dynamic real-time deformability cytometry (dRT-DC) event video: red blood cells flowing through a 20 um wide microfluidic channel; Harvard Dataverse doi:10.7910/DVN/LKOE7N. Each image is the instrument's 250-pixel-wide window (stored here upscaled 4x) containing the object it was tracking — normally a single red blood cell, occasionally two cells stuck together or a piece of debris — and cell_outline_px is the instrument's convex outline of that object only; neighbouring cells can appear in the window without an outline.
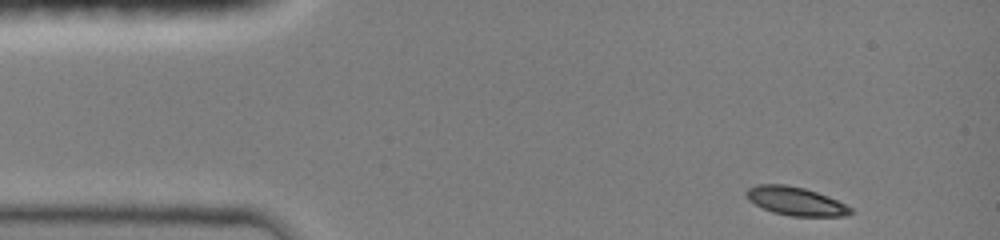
{"species": "common noctule bat (a hibernating species)", "species_latin": "Nyctalus noctula", "temperature_condition": "room temperature", "stored_images_in_passage": 21, "camera_frame_rate_fps": 3000, "um_per_image_px": 0.085, "animal": {"sex": "female", "body_mass_g": 19.0, "forearm_length_mm": 51.5}, "frame": {"image": 1, "passage_image": 1, "time_ms": 0.0, "image_size_px": [1000, 240], "cell_outline_px": [[852, 212], [848, 216], [792, 216], [772, 212], [748, 200], [744, 192], [748, 188], [756, 184], [784, 184], [804, 188], [828, 196], [852, 208]], "centroid_in_image_um": [67.61, 17.09], "position_along_channel_um": 17.4, "area_um2": 17.22}}
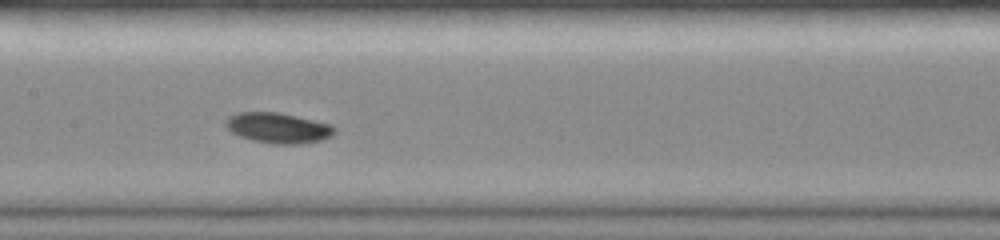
{"frame": {"image": 2, "passage_image": 12, "time_ms": 6.0, "image_size_px": [1000, 240], "cell_outline_px": [[336, 132], [332, 136], [320, 140], [300, 144], [276, 144], [252, 140], [240, 136], [232, 132], [224, 124], [224, 120], [228, 116], [236, 112], [276, 112], [296, 116], [332, 124], [336, 128]], "centroid_in_image_um": [23.64, 10.87], "position_along_channel_um": 183.8, "area_um2": 19.36}}
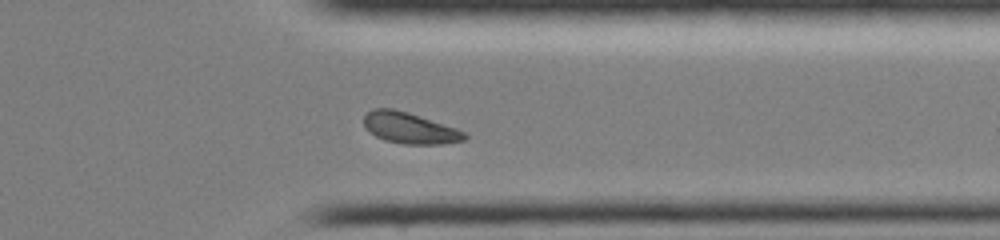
{"frame": {"image": 3, "passage_image": 21, "time_ms": 10.667, "image_size_px": [1000, 240], "cell_outline_px": [[468, 136], [464, 140], [440, 144], [404, 144], [384, 140], [368, 132], [364, 128], [364, 116], [372, 108], [392, 108], [408, 112], [456, 128], [464, 132]], "centroid_in_image_um": [34.78, 10.88], "position_along_channel_um": 376.6, "area_um2": 18.26}}